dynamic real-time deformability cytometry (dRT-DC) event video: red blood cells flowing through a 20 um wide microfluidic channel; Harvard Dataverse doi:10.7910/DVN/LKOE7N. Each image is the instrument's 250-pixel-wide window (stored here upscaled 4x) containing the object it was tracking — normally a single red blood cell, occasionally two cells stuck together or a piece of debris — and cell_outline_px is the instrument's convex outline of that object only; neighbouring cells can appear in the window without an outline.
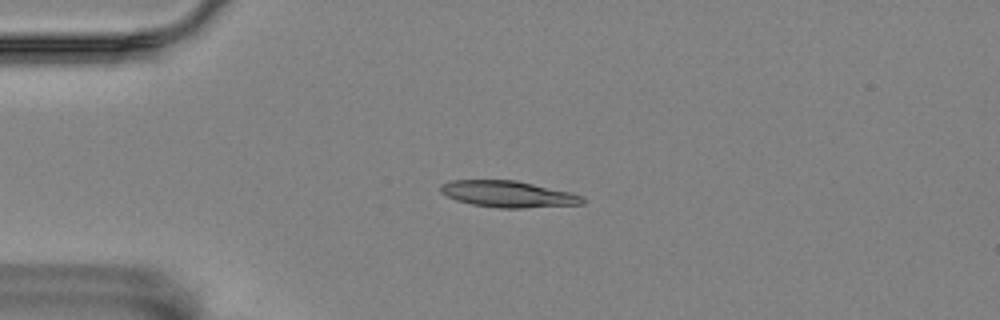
{"species": "Egyptian fruit bat (a non-hibernating species)", "species_latin": "Rousettus aegyptiacus", "temperature_condition": "room temperature", "stored_images_in_passage": 3, "camera_frame_rate_fps": 3000, "um_per_image_px": 0.085, "animal": {"sex": "female"}, "frame": {"image": 1, "passage_image": 2, "time_ms": 0.333, "image_size_px": [1000, 320], "cell_outline_px": [[584, 204], [524, 208], [500, 208], [472, 204], [456, 200], [440, 192], [440, 184], [448, 180], [516, 180], [568, 192], [584, 196]], "centroid_in_image_um": [43.16, 16.49], "position_along_channel_um": 41.8, "area_um2": 21.79}}